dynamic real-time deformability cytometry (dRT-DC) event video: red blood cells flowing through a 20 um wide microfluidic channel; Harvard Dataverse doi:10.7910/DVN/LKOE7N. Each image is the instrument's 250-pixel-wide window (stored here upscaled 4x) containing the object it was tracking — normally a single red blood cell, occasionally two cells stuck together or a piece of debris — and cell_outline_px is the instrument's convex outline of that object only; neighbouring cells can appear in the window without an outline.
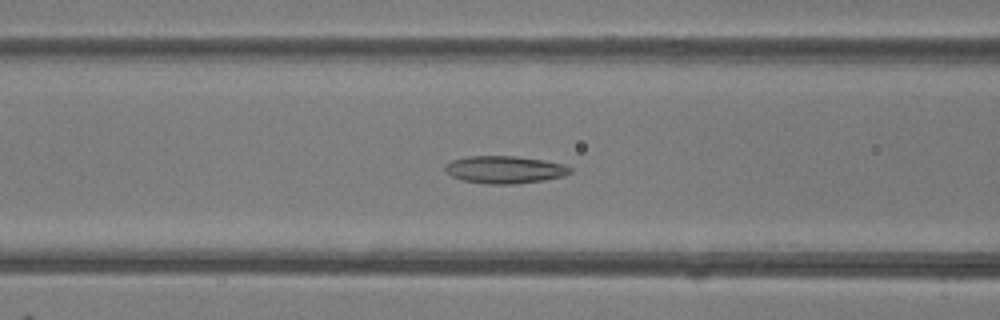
{"species": "common noctule bat (a hibernating species)", "species_latin": "Nyctalus noctula", "temperature_condition": "room temperature", "stored_images_in_passage": 49, "camera_frame_rate_fps": 3000, "um_per_image_px": 0.085, "animal": {"sex": "female"}, "frame": {"image": 1, "passage_image": 20, "time_ms": 6.333, "image_size_px": [1000, 320], "cell_outline_px": [[572, 172], [564, 176], [544, 180], [516, 184], [488, 184], [464, 180], [452, 176], [444, 172], [444, 164], [452, 160], [468, 156], [516, 156], [544, 160], [564, 164], [572, 168]], "centroid_in_image_um": [42.9, 14.41], "position_along_channel_um": 123.7, "area_um2": 20.17}}
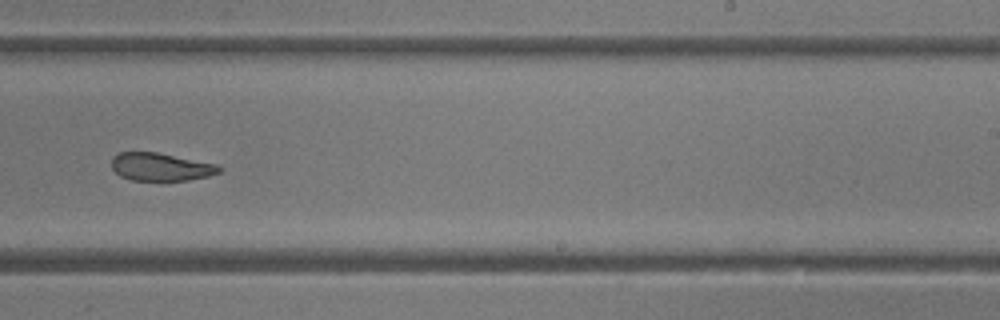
{"frame": {"image": 2, "passage_image": 31, "time_ms": 10.0, "image_size_px": [1000, 320], "cell_outline_px": [[220, 172], [208, 176], [188, 180], [132, 180], [120, 176], [112, 168], [112, 156], [120, 152], [156, 152], [220, 164]], "centroid_in_image_um": [13.68, 14.17], "position_along_channel_um": 275.3, "area_um2": 17.51}}
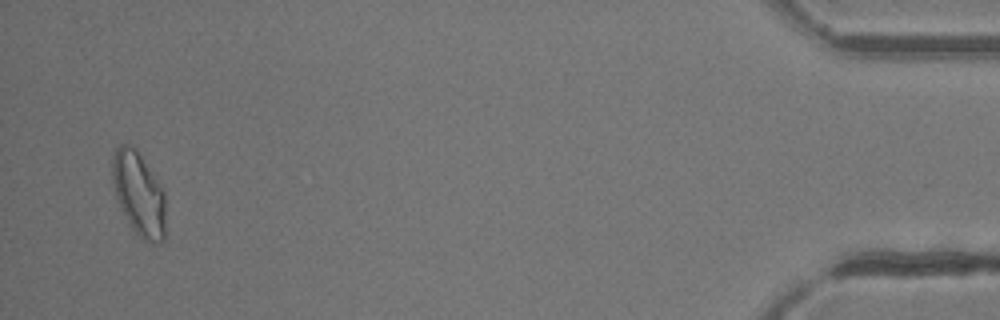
{"frame": {"image": 3, "passage_image": 48, "time_ms": 15.667, "image_size_px": [1000, 320], "cell_outline_px": [[164, 240], [152, 244], [144, 240], [132, 228], [120, 208], [112, 184], [112, 156], [116, 148], [120, 144], [132, 144], [136, 148], [164, 192]], "centroid_in_image_um": [11.76, 16.45], "position_along_channel_um": 423.4, "area_um2": 25.78}, "authors_computed_cell_mechanics": {"area_um2": 21.1548, "velocity_mm_per_s": 4.157, "shape_relaxation_time_tau1_ms": null, "shape_relaxation_time_tau2_ms": 2.6915, "deformation_change_tau1": null, "deformation_change_tau2": 0.096}}